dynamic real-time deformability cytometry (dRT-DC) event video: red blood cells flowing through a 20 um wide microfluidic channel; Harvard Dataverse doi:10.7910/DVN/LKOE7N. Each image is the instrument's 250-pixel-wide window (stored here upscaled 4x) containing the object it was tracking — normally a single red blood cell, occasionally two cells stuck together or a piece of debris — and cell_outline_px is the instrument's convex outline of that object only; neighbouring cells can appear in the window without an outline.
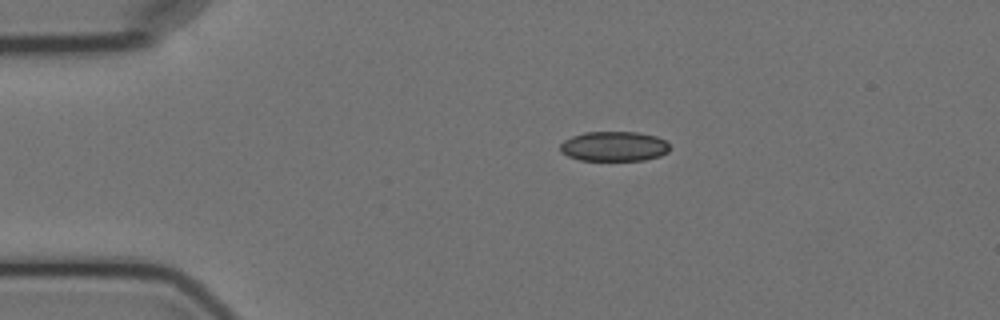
{"species": "Egyptian fruit bat (a non-hibernating species)", "species_latin": "Rousettus aegyptiacus", "temperature_condition": "cold", "stored_images_in_passage": 13, "camera_frame_rate_fps": 3000, "um_per_image_px": 0.085, "animal": {"sex": "female"}, "frame": {"image": 1, "passage_image": 1, "time_ms": 0.0, "image_size_px": [1000, 320], "cell_outline_px": [[668, 152], [660, 156], [644, 160], [580, 160], [568, 156], [560, 152], [560, 144], [564, 140], [572, 136], [584, 132], [636, 132], [656, 136], [664, 140], [668, 144]], "centroid_in_image_um": [52.16, 12.44], "position_along_channel_um": 32.8, "area_um2": 19.02}}
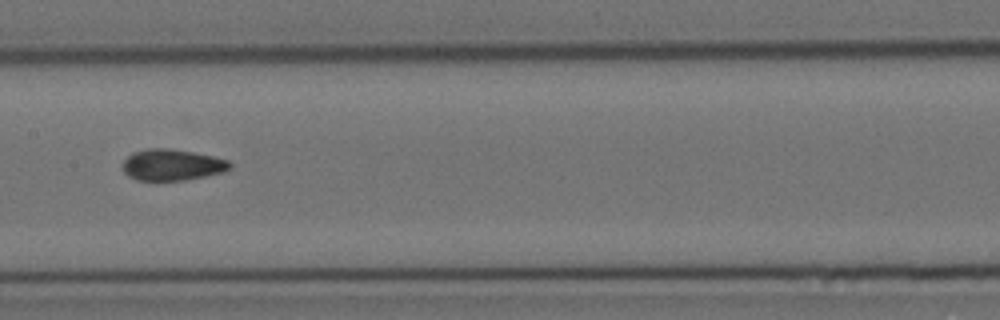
{"frame": {"image": 2, "passage_image": 6, "time_ms": 5.667, "image_size_px": [1000, 320], "cell_outline_px": [[232, 168], [224, 172], [184, 180], [136, 180], [128, 176], [124, 172], [124, 160], [132, 152], [148, 148], [168, 148], [192, 152], [212, 156], [228, 160], [232, 164]], "centroid_in_image_um": [14.63, 14.01], "position_along_channel_um": 192.8, "area_um2": 19.48}}
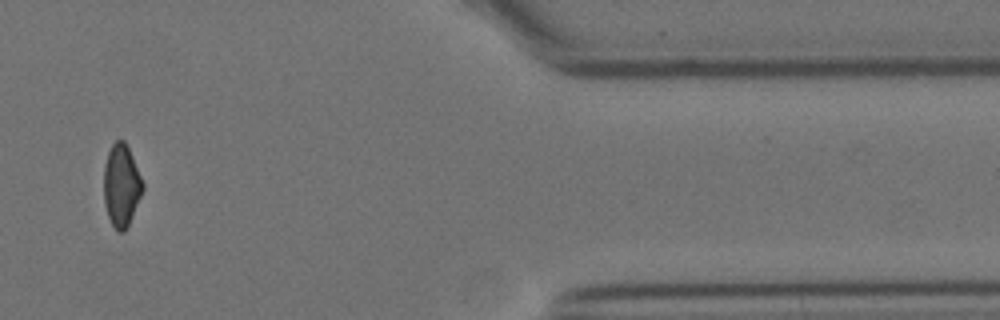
{"frame": {"image": 3, "passage_image": 11, "time_ms": 12.667, "image_size_px": [1000, 320], "cell_outline_px": [[144, 188], [128, 224], [124, 232], [116, 232], [108, 216], [104, 204], [104, 164], [108, 152], [112, 144], [116, 140], [124, 140], [132, 156], [144, 184]], "centroid_in_image_um": [10.3, 15.76], "position_along_channel_um": 401.1, "area_um2": 18.5}, "authors_computed_cell_mechanics": {"area_um2": 19.5942, "velocity_mm_per_s": 3.573, "shape_relaxation_time_tau1_ms": 6.3193, "shape_relaxation_time_tau2_ms": 1.7342, "deformation_change_tau1": 0.1307, "deformation_change_tau2": 0.0776}}